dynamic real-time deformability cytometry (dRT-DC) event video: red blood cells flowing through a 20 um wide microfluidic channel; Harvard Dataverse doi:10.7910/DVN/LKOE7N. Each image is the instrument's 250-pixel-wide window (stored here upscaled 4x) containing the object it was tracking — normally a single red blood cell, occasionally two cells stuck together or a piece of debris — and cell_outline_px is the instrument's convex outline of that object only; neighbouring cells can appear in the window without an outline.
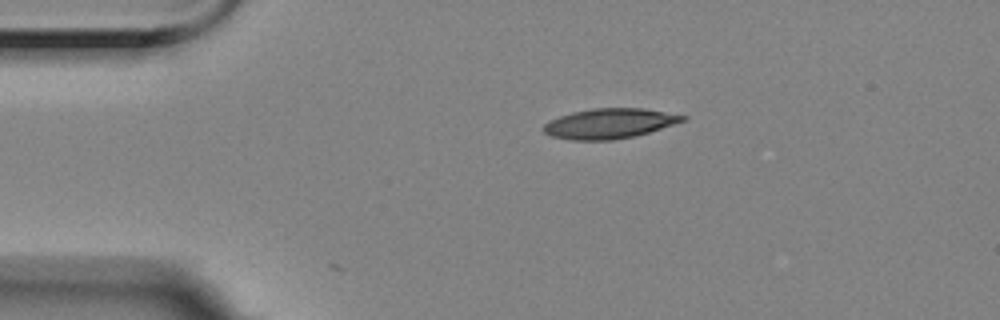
{"species": "Egyptian fruit bat (a non-hibernating species)", "species_latin": "Rousettus aegyptiacus", "temperature_condition": "room temperature", "stored_images_in_passage": 2, "camera_frame_rate_fps": 3000, "um_per_image_px": 0.085, "animal": {"sex": "female"}, "frame": {"image": 1, "passage_image": 2, "time_ms": 0.333, "image_size_px": [1000, 320], "cell_outline_px": [[688, 120], [648, 132], [632, 136], [612, 140], [572, 140], [552, 136], [544, 132], [544, 124], [560, 116], [572, 112], [592, 108], [644, 108], [688, 116]], "centroid_in_image_um": [51.84, 10.49], "position_along_channel_um": 33.2, "area_um2": 24.16}}